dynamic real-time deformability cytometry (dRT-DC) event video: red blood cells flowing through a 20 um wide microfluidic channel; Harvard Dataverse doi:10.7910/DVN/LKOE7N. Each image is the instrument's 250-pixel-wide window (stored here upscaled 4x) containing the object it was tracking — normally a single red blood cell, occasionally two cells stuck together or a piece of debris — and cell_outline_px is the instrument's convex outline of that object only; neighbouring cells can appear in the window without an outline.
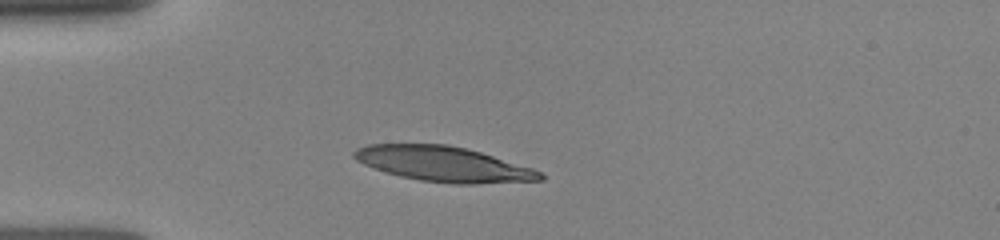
{"species": "human", "species_latin": "Homo sapiens", "temperature_condition": "room temperature", "stored_images_in_passage": 11, "camera_frame_rate_fps": 3000, "um_per_image_px": 0.085, "donor": {"sex": "female"}, "frame": {"image": 1, "passage_image": 3, "time_ms": 2.0, "image_size_px": [1000, 240], "cell_outline_px": [[544, 180], [476, 184], [452, 184], [420, 180], [400, 176], [364, 164], [356, 160], [352, 156], [352, 152], [356, 148], [368, 144], [448, 144], [480, 152], [532, 168], [540, 172], [544, 176]], "centroid_in_image_um": [37.69, 13.94], "position_along_channel_um": 47.3, "area_um2": 37.86}}
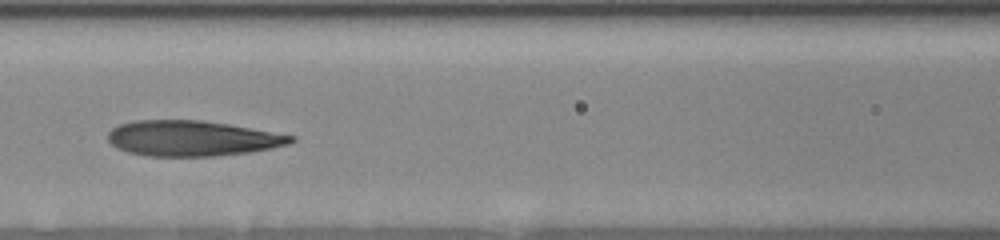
{"frame": {"image": 2, "passage_image": 6, "time_ms": 5.0, "image_size_px": [1000, 240], "cell_outline_px": [[296, 140], [288, 144], [272, 148], [248, 152], [216, 156], [148, 156], [128, 152], [112, 144], [108, 140], [108, 132], [112, 128], [120, 124], [136, 120], [204, 120], [228, 124], [296, 136]], "centroid_in_image_um": [16.34, 11.75], "position_along_channel_um": 150.3, "area_um2": 37.69}}
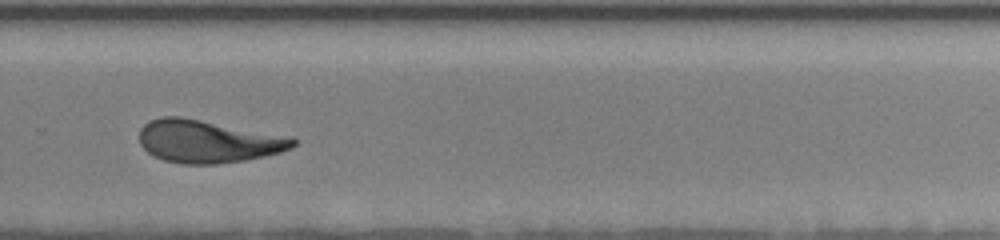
{"frame": {"image": 3, "passage_image": 10, "time_ms": 9.0, "image_size_px": [1000, 240], "cell_outline_px": [[296, 144], [292, 148], [280, 152], [264, 156], [244, 160], [216, 164], [180, 164], [164, 160], [152, 156], [140, 144], [140, 128], [148, 120], [160, 116], [180, 116], [292, 136], [296, 140]], "centroid_in_image_um": [17.67, 12.01], "position_along_channel_um": 312.1, "area_um2": 38.61}}